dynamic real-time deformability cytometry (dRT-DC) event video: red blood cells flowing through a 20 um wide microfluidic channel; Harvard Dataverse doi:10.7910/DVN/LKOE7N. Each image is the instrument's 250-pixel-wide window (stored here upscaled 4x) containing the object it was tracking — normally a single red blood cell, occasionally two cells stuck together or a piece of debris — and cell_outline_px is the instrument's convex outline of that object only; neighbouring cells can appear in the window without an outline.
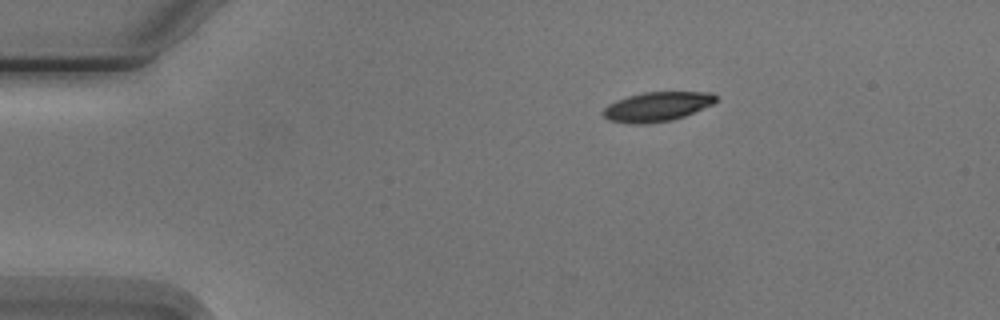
{"species": "Egyptian fruit bat (a non-hibernating species)", "species_latin": "Rousettus aegyptiacus", "temperature_condition": "cold", "stored_images_in_passage": 4, "camera_frame_rate_fps": 3000, "um_per_image_px": 0.085, "animal": {"sex": "male"}, "frame": {"image": 1, "passage_image": 1, "time_ms": 0.0, "image_size_px": [1000, 320], "cell_outline_px": [[716, 100], [712, 104], [684, 116], [672, 120], [644, 124], [628, 124], [608, 120], [600, 112], [608, 104], [616, 100], [628, 96], [644, 92], [712, 92], [716, 96]], "centroid_in_image_um": [55.79, 9.07], "position_along_channel_um": 29.2, "area_um2": 19.36}}
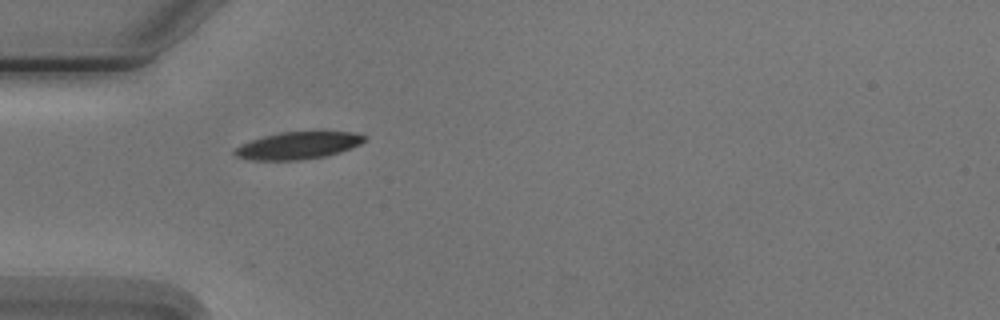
{"frame": {"image": 2, "passage_image": 3, "time_ms": 2.333, "image_size_px": [1000, 320], "cell_outline_px": [[364, 140], [360, 144], [324, 156], [304, 160], [256, 160], [236, 156], [232, 152], [240, 144], [252, 140], [284, 132], [352, 132], [364, 136]], "centroid_in_image_um": [25.28, 12.38], "position_along_channel_um": 59.7, "area_um2": 19.94}}
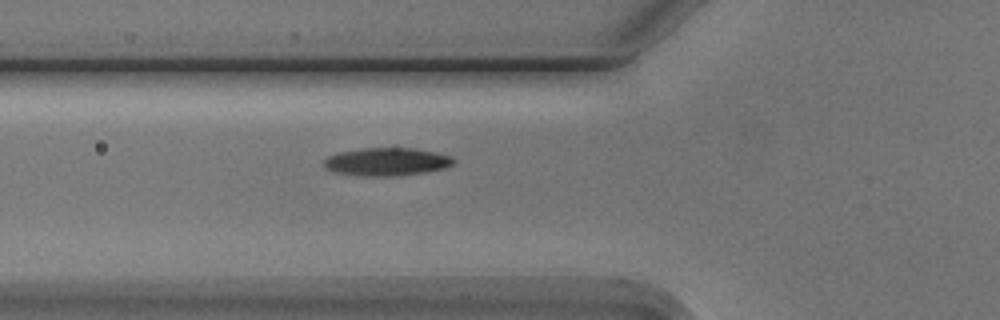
{"frame": {"image": 3, "passage_image": 4, "time_ms": 3.333, "image_size_px": [1000, 320], "cell_outline_px": [[456, 160], [452, 164], [444, 168], [424, 172], [400, 176], [360, 176], [332, 172], [324, 168], [324, 160], [328, 156], [340, 152], [360, 148], [412, 148], [436, 152], [452, 156]], "centroid_in_image_um": [32.85, 13.75], "position_along_channel_um": 93.0, "area_um2": 21.33}}